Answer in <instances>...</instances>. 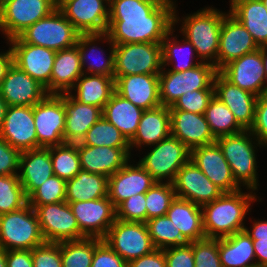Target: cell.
Listing matches in <instances>:
<instances>
[{
    "instance_id": "cell-67",
    "label": "cell",
    "mask_w": 267,
    "mask_h": 267,
    "mask_svg": "<svg viewBox=\"0 0 267 267\" xmlns=\"http://www.w3.org/2000/svg\"><path fill=\"white\" fill-rule=\"evenodd\" d=\"M261 2L263 3V5L265 6V8L267 10V0H261Z\"/></svg>"
},
{
    "instance_id": "cell-62",
    "label": "cell",
    "mask_w": 267,
    "mask_h": 267,
    "mask_svg": "<svg viewBox=\"0 0 267 267\" xmlns=\"http://www.w3.org/2000/svg\"><path fill=\"white\" fill-rule=\"evenodd\" d=\"M6 108H7V104L5 100L0 96V129L3 124Z\"/></svg>"
},
{
    "instance_id": "cell-40",
    "label": "cell",
    "mask_w": 267,
    "mask_h": 267,
    "mask_svg": "<svg viewBox=\"0 0 267 267\" xmlns=\"http://www.w3.org/2000/svg\"><path fill=\"white\" fill-rule=\"evenodd\" d=\"M101 241L99 238H83L59 242L62 267H91L95 247Z\"/></svg>"
},
{
    "instance_id": "cell-65",
    "label": "cell",
    "mask_w": 267,
    "mask_h": 267,
    "mask_svg": "<svg viewBox=\"0 0 267 267\" xmlns=\"http://www.w3.org/2000/svg\"><path fill=\"white\" fill-rule=\"evenodd\" d=\"M67 1L69 0H53L54 5L57 9H59Z\"/></svg>"
},
{
    "instance_id": "cell-24",
    "label": "cell",
    "mask_w": 267,
    "mask_h": 267,
    "mask_svg": "<svg viewBox=\"0 0 267 267\" xmlns=\"http://www.w3.org/2000/svg\"><path fill=\"white\" fill-rule=\"evenodd\" d=\"M77 150L82 170L107 177L113 175L133 158L130 148L89 146L78 142Z\"/></svg>"
},
{
    "instance_id": "cell-35",
    "label": "cell",
    "mask_w": 267,
    "mask_h": 267,
    "mask_svg": "<svg viewBox=\"0 0 267 267\" xmlns=\"http://www.w3.org/2000/svg\"><path fill=\"white\" fill-rule=\"evenodd\" d=\"M144 110L114 92L102 109V116L130 141L137 132Z\"/></svg>"
},
{
    "instance_id": "cell-16",
    "label": "cell",
    "mask_w": 267,
    "mask_h": 267,
    "mask_svg": "<svg viewBox=\"0 0 267 267\" xmlns=\"http://www.w3.org/2000/svg\"><path fill=\"white\" fill-rule=\"evenodd\" d=\"M110 0H69L59 10L80 34L107 32Z\"/></svg>"
},
{
    "instance_id": "cell-27",
    "label": "cell",
    "mask_w": 267,
    "mask_h": 267,
    "mask_svg": "<svg viewBox=\"0 0 267 267\" xmlns=\"http://www.w3.org/2000/svg\"><path fill=\"white\" fill-rule=\"evenodd\" d=\"M114 79L115 92L137 107L148 110L161 105L159 75L138 74Z\"/></svg>"
},
{
    "instance_id": "cell-4",
    "label": "cell",
    "mask_w": 267,
    "mask_h": 267,
    "mask_svg": "<svg viewBox=\"0 0 267 267\" xmlns=\"http://www.w3.org/2000/svg\"><path fill=\"white\" fill-rule=\"evenodd\" d=\"M216 142L231 168L235 181L242 188L258 193L260 189L258 163L260 162H258L257 153L259 150L265 149L266 151L267 147L261 144L249 129L220 136L216 138Z\"/></svg>"
},
{
    "instance_id": "cell-59",
    "label": "cell",
    "mask_w": 267,
    "mask_h": 267,
    "mask_svg": "<svg viewBox=\"0 0 267 267\" xmlns=\"http://www.w3.org/2000/svg\"><path fill=\"white\" fill-rule=\"evenodd\" d=\"M250 218L248 217V220L251 224L246 222L247 226H245L244 230L251 237L252 241L267 242V219H257L253 216Z\"/></svg>"
},
{
    "instance_id": "cell-58",
    "label": "cell",
    "mask_w": 267,
    "mask_h": 267,
    "mask_svg": "<svg viewBox=\"0 0 267 267\" xmlns=\"http://www.w3.org/2000/svg\"><path fill=\"white\" fill-rule=\"evenodd\" d=\"M7 267H34L31 250H6Z\"/></svg>"
},
{
    "instance_id": "cell-39",
    "label": "cell",
    "mask_w": 267,
    "mask_h": 267,
    "mask_svg": "<svg viewBox=\"0 0 267 267\" xmlns=\"http://www.w3.org/2000/svg\"><path fill=\"white\" fill-rule=\"evenodd\" d=\"M205 117L215 138L244 130L231 110L215 95L206 108Z\"/></svg>"
},
{
    "instance_id": "cell-55",
    "label": "cell",
    "mask_w": 267,
    "mask_h": 267,
    "mask_svg": "<svg viewBox=\"0 0 267 267\" xmlns=\"http://www.w3.org/2000/svg\"><path fill=\"white\" fill-rule=\"evenodd\" d=\"M21 152L0 138V175H18Z\"/></svg>"
},
{
    "instance_id": "cell-46",
    "label": "cell",
    "mask_w": 267,
    "mask_h": 267,
    "mask_svg": "<svg viewBox=\"0 0 267 267\" xmlns=\"http://www.w3.org/2000/svg\"><path fill=\"white\" fill-rule=\"evenodd\" d=\"M66 182L52 175L28 197V204L45 205L66 201Z\"/></svg>"
},
{
    "instance_id": "cell-49",
    "label": "cell",
    "mask_w": 267,
    "mask_h": 267,
    "mask_svg": "<svg viewBox=\"0 0 267 267\" xmlns=\"http://www.w3.org/2000/svg\"><path fill=\"white\" fill-rule=\"evenodd\" d=\"M215 95V90H195L182 94L169 110H183L195 114H205L206 108Z\"/></svg>"
},
{
    "instance_id": "cell-66",
    "label": "cell",
    "mask_w": 267,
    "mask_h": 267,
    "mask_svg": "<svg viewBox=\"0 0 267 267\" xmlns=\"http://www.w3.org/2000/svg\"><path fill=\"white\" fill-rule=\"evenodd\" d=\"M239 1H242V0H229L228 1L229 2V4H228L229 5V9Z\"/></svg>"
},
{
    "instance_id": "cell-50",
    "label": "cell",
    "mask_w": 267,
    "mask_h": 267,
    "mask_svg": "<svg viewBox=\"0 0 267 267\" xmlns=\"http://www.w3.org/2000/svg\"><path fill=\"white\" fill-rule=\"evenodd\" d=\"M193 248L195 267H222L218 239L204 238L189 243Z\"/></svg>"
},
{
    "instance_id": "cell-53",
    "label": "cell",
    "mask_w": 267,
    "mask_h": 267,
    "mask_svg": "<svg viewBox=\"0 0 267 267\" xmlns=\"http://www.w3.org/2000/svg\"><path fill=\"white\" fill-rule=\"evenodd\" d=\"M249 131L267 147V91L258 97L254 122Z\"/></svg>"
},
{
    "instance_id": "cell-36",
    "label": "cell",
    "mask_w": 267,
    "mask_h": 267,
    "mask_svg": "<svg viewBox=\"0 0 267 267\" xmlns=\"http://www.w3.org/2000/svg\"><path fill=\"white\" fill-rule=\"evenodd\" d=\"M222 267H256L253 241L245 230L218 239Z\"/></svg>"
},
{
    "instance_id": "cell-26",
    "label": "cell",
    "mask_w": 267,
    "mask_h": 267,
    "mask_svg": "<svg viewBox=\"0 0 267 267\" xmlns=\"http://www.w3.org/2000/svg\"><path fill=\"white\" fill-rule=\"evenodd\" d=\"M171 135V116L167 106H158L144 110L138 129L134 137L129 141L133 158L136 151L156 145L161 140ZM135 150V151H134Z\"/></svg>"
},
{
    "instance_id": "cell-56",
    "label": "cell",
    "mask_w": 267,
    "mask_h": 267,
    "mask_svg": "<svg viewBox=\"0 0 267 267\" xmlns=\"http://www.w3.org/2000/svg\"><path fill=\"white\" fill-rule=\"evenodd\" d=\"M167 267H195L193 248L190 244L163 249Z\"/></svg>"
},
{
    "instance_id": "cell-31",
    "label": "cell",
    "mask_w": 267,
    "mask_h": 267,
    "mask_svg": "<svg viewBox=\"0 0 267 267\" xmlns=\"http://www.w3.org/2000/svg\"><path fill=\"white\" fill-rule=\"evenodd\" d=\"M177 33V34H176ZM163 68L182 72L202 63L193 45L173 27L162 40Z\"/></svg>"
},
{
    "instance_id": "cell-64",
    "label": "cell",
    "mask_w": 267,
    "mask_h": 267,
    "mask_svg": "<svg viewBox=\"0 0 267 267\" xmlns=\"http://www.w3.org/2000/svg\"><path fill=\"white\" fill-rule=\"evenodd\" d=\"M264 70L267 76V47H262Z\"/></svg>"
},
{
    "instance_id": "cell-25",
    "label": "cell",
    "mask_w": 267,
    "mask_h": 267,
    "mask_svg": "<svg viewBox=\"0 0 267 267\" xmlns=\"http://www.w3.org/2000/svg\"><path fill=\"white\" fill-rule=\"evenodd\" d=\"M213 85L215 96L231 110L244 129H250L254 122L258 97L231 84L219 72L215 74Z\"/></svg>"
},
{
    "instance_id": "cell-22",
    "label": "cell",
    "mask_w": 267,
    "mask_h": 267,
    "mask_svg": "<svg viewBox=\"0 0 267 267\" xmlns=\"http://www.w3.org/2000/svg\"><path fill=\"white\" fill-rule=\"evenodd\" d=\"M47 94L44 86L15 64L11 65L0 83V96L7 106H34Z\"/></svg>"
},
{
    "instance_id": "cell-61",
    "label": "cell",
    "mask_w": 267,
    "mask_h": 267,
    "mask_svg": "<svg viewBox=\"0 0 267 267\" xmlns=\"http://www.w3.org/2000/svg\"><path fill=\"white\" fill-rule=\"evenodd\" d=\"M256 266L267 267V242L253 241Z\"/></svg>"
},
{
    "instance_id": "cell-38",
    "label": "cell",
    "mask_w": 267,
    "mask_h": 267,
    "mask_svg": "<svg viewBox=\"0 0 267 267\" xmlns=\"http://www.w3.org/2000/svg\"><path fill=\"white\" fill-rule=\"evenodd\" d=\"M108 196V177L80 170L66 182V202L91 201Z\"/></svg>"
},
{
    "instance_id": "cell-43",
    "label": "cell",
    "mask_w": 267,
    "mask_h": 267,
    "mask_svg": "<svg viewBox=\"0 0 267 267\" xmlns=\"http://www.w3.org/2000/svg\"><path fill=\"white\" fill-rule=\"evenodd\" d=\"M54 175L64 180L72 179L81 170L77 143H63L49 147Z\"/></svg>"
},
{
    "instance_id": "cell-28",
    "label": "cell",
    "mask_w": 267,
    "mask_h": 267,
    "mask_svg": "<svg viewBox=\"0 0 267 267\" xmlns=\"http://www.w3.org/2000/svg\"><path fill=\"white\" fill-rule=\"evenodd\" d=\"M171 135L178 138L189 150L216 142L205 114L183 110H170Z\"/></svg>"
},
{
    "instance_id": "cell-48",
    "label": "cell",
    "mask_w": 267,
    "mask_h": 267,
    "mask_svg": "<svg viewBox=\"0 0 267 267\" xmlns=\"http://www.w3.org/2000/svg\"><path fill=\"white\" fill-rule=\"evenodd\" d=\"M183 77V71L173 72L163 68L159 73V98L162 106H172L184 94Z\"/></svg>"
},
{
    "instance_id": "cell-42",
    "label": "cell",
    "mask_w": 267,
    "mask_h": 267,
    "mask_svg": "<svg viewBox=\"0 0 267 267\" xmlns=\"http://www.w3.org/2000/svg\"><path fill=\"white\" fill-rule=\"evenodd\" d=\"M80 143L89 146L130 148L127 138L103 116L89 128Z\"/></svg>"
},
{
    "instance_id": "cell-52",
    "label": "cell",
    "mask_w": 267,
    "mask_h": 267,
    "mask_svg": "<svg viewBox=\"0 0 267 267\" xmlns=\"http://www.w3.org/2000/svg\"><path fill=\"white\" fill-rule=\"evenodd\" d=\"M34 267H62L59 243L45 242L31 250Z\"/></svg>"
},
{
    "instance_id": "cell-47",
    "label": "cell",
    "mask_w": 267,
    "mask_h": 267,
    "mask_svg": "<svg viewBox=\"0 0 267 267\" xmlns=\"http://www.w3.org/2000/svg\"><path fill=\"white\" fill-rule=\"evenodd\" d=\"M217 72L215 66L208 62L183 71L184 94L195 90H215L213 80Z\"/></svg>"
},
{
    "instance_id": "cell-60",
    "label": "cell",
    "mask_w": 267,
    "mask_h": 267,
    "mask_svg": "<svg viewBox=\"0 0 267 267\" xmlns=\"http://www.w3.org/2000/svg\"><path fill=\"white\" fill-rule=\"evenodd\" d=\"M3 43H6V47H8L6 49L4 46L5 50L0 49V83L5 78L8 69L13 64V54L10 45L8 41H5Z\"/></svg>"
},
{
    "instance_id": "cell-7",
    "label": "cell",
    "mask_w": 267,
    "mask_h": 267,
    "mask_svg": "<svg viewBox=\"0 0 267 267\" xmlns=\"http://www.w3.org/2000/svg\"><path fill=\"white\" fill-rule=\"evenodd\" d=\"M80 33L59 10L55 9L47 17L40 19L18 37L31 45L60 51L76 45Z\"/></svg>"
},
{
    "instance_id": "cell-1",
    "label": "cell",
    "mask_w": 267,
    "mask_h": 267,
    "mask_svg": "<svg viewBox=\"0 0 267 267\" xmlns=\"http://www.w3.org/2000/svg\"><path fill=\"white\" fill-rule=\"evenodd\" d=\"M177 0H110L106 34L117 44L157 43L174 27Z\"/></svg>"
},
{
    "instance_id": "cell-29",
    "label": "cell",
    "mask_w": 267,
    "mask_h": 267,
    "mask_svg": "<svg viewBox=\"0 0 267 267\" xmlns=\"http://www.w3.org/2000/svg\"><path fill=\"white\" fill-rule=\"evenodd\" d=\"M52 175L54 171L49 147L21 152L18 177L27 198Z\"/></svg>"
},
{
    "instance_id": "cell-34",
    "label": "cell",
    "mask_w": 267,
    "mask_h": 267,
    "mask_svg": "<svg viewBox=\"0 0 267 267\" xmlns=\"http://www.w3.org/2000/svg\"><path fill=\"white\" fill-rule=\"evenodd\" d=\"M166 215L189 243L205 238L201 206L175 197Z\"/></svg>"
},
{
    "instance_id": "cell-14",
    "label": "cell",
    "mask_w": 267,
    "mask_h": 267,
    "mask_svg": "<svg viewBox=\"0 0 267 267\" xmlns=\"http://www.w3.org/2000/svg\"><path fill=\"white\" fill-rule=\"evenodd\" d=\"M231 84L261 96L267 91L262 47L229 62L218 71Z\"/></svg>"
},
{
    "instance_id": "cell-37",
    "label": "cell",
    "mask_w": 267,
    "mask_h": 267,
    "mask_svg": "<svg viewBox=\"0 0 267 267\" xmlns=\"http://www.w3.org/2000/svg\"><path fill=\"white\" fill-rule=\"evenodd\" d=\"M228 10L243 24L259 48L267 47V10L261 0H242Z\"/></svg>"
},
{
    "instance_id": "cell-57",
    "label": "cell",
    "mask_w": 267,
    "mask_h": 267,
    "mask_svg": "<svg viewBox=\"0 0 267 267\" xmlns=\"http://www.w3.org/2000/svg\"><path fill=\"white\" fill-rule=\"evenodd\" d=\"M127 267H167L164 250L156 248L149 254L127 262Z\"/></svg>"
},
{
    "instance_id": "cell-21",
    "label": "cell",
    "mask_w": 267,
    "mask_h": 267,
    "mask_svg": "<svg viewBox=\"0 0 267 267\" xmlns=\"http://www.w3.org/2000/svg\"><path fill=\"white\" fill-rule=\"evenodd\" d=\"M172 184L176 197L199 206L212 202L223 193L191 160L177 172Z\"/></svg>"
},
{
    "instance_id": "cell-11",
    "label": "cell",
    "mask_w": 267,
    "mask_h": 267,
    "mask_svg": "<svg viewBox=\"0 0 267 267\" xmlns=\"http://www.w3.org/2000/svg\"><path fill=\"white\" fill-rule=\"evenodd\" d=\"M37 148H48L65 143V109L63 94H47L33 106Z\"/></svg>"
},
{
    "instance_id": "cell-17",
    "label": "cell",
    "mask_w": 267,
    "mask_h": 267,
    "mask_svg": "<svg viewBox=\"0 0 267 267\" xmlns=\"http://www.w3.org/2000/svg\"><path fill=\"white\" fill-rule=\"evenodd\" d=\"M104 43L107 49L104 47ZM76 46L80 53L81 67L84 74L114 77L115 44L106 33L80 34Z\"/></svg>"
},
{
    "instance_id": "cell-5",
    "label": "cell",
    "mask_w": 267,
    "mask_h": 267,
    "mask_svg": "<svg viewBox=\"0 0 267 267\" xmlns=\"http://www.w3.org/2000/svg\"><path fill=\"white\" fill-rule=\"evenodd\" d=\"M143 150L147 151H139L141 156L135 155L139 157V164L160 183H172L177 172L190 160V150L172 135Z\"/></svg>"
},
{
    "instance_id": "cell-20",
    "label": "cell",
    "mask_w": 267,
    "mask_h": 267,
    "mask_svg": "<svg viewBox=\"0 0 267 267\" xmlns=\"http://www.w3.org/2000/svg\"><path fill=\"white\" fill-rule=\"evenodd\" d=\"M137 161L131 158L108 177V197L115 208L133 195L146 193L156 183Z\"/></svg>"
},
{
    "instance_id": "cell-12",
    "label": "cell",
    "mask_w": 267,
    "mask_h": 267,
    "mask_svg": "<svg viewBox=\"0 0 267 267\" xmlns=\"http://www.w3.org/2000/svg\"><path fill=\"white\" fill-rule=\"evenodd\" d=\"M103 240L126 262L156 249L143 222H125L116 218Z\"/></svg>"
},
{
    "instance_id": "cell-9",
    "label": "cell",
    "mask_w": 267,
    "mask_h": 267,
    "mask_svg": "<svg viewBox=\"0 0 267 267\" xmlns=\"http://www.w3.org/2000/svg\"><path fill=\"white\" fill-rule=\"evenodd\" d=\"M163 69L162 44H117L114 49V77L159 75Z\"/></svg>"
},
{
    "instance_id": "cell-2",
    "label": "cell",
    "mask_w": 267,
    "mask_h": 267,
    "mask_svg": "<svg viewBox=\"0 0 267 267\" xmlns=\"http://www.w3.org/2000/svg\"><path fill=\"white\" fill-rule=\"evenodd\" d=\"M261 197L254 190L245 191L242 188L222 193L217 199L201 206L205 237L220 239L243 231L248 216L252 215L253 204L264 201Z\"/></svg>"
},
{
    "instance_id": "cell-3",
    "label": "cell",
    "mask_w": 267,
    "mask_h": 267,
    "mask_svg": "<svg viewBox=\"0 0 267 267\" xmlns=\"http://www.w3.org/2000/svg\"><path fill=\"white\" fill-rule=\"evenodd\" d=\"M178 0L174 8V27L195 48L202 62L212 63L218 71V48L223 18L229 10L214 5L200 7L191 13H179ZM213 6V7H212ZM178 8V9H177ZM181 17V18H180ZM177 27V28H176Z\"/></svg>"
},
{
    "instance_id": "cell-19",
    "label": "cell",
    "mask_w": 267,
    "mask_h": 267,
    "mask_svg": "<svg viewBox=\"0 0 267 267\" xmlns=\"http://www.w3.org/2000/svg\"><path fill=\"white\" fill-rule=\"evenodd\" d=\"M0 138L20 152L36 149L37 136L33 106H7L0 129Z\"/></svg>"
},
{
    "instance_id": "cell-32",
    "label": "cell",
    "mask_w": 267,
    "mask_h": 267,
    "mask_svg": "<svg viewBox=\"0 0 267 267\" xmlns=\"http://www.w3.org/2000/svg\"><path fill=\"white\" fill-rule=\"evenodd\" d=\"M83 74L78 47L56 51L51 73L50 94L68 93Z\"/></svg>"
},
{
    "instance_id": "cell-51",
    "label": "cell",
    "mask_w": 267,
    "mask_h": 267,
    "mask_svg": "<svg viewBox=\"0 0 267 267\" xmlns=\"http://www.w3.org/2000/svg\"><path fill=\"white\" fill-rule=\"evenodd\" d=\"M116 218L125 222H147L146 193L124 200L116 207Z\"/></svg>"
},
{
    "instance_id": "cell-63",
    "label": "cell",
    "mask_w": 267,
    "mask_h": 267,
    "mask_svg": "<svg viewBox=\"0 0 267 267\" xmlns=\"http://www.w3.org/2000/svg\"><path fill=\"white\" fill-rule=\"evenodd\" d=\"M0 267H7L6 264V250L0 248Z\"/></svg>"
},
{
    "instance_id": "cell-23",
    "label": "cell",
    "mask_w": 267,
    "mask_h": 267,
    "mask_svg": "<svg viewBox=\"0 0 267 267\" xmlns=\"http://www.w3.org/2000/svg\"><path fill=\"white\" fill-rule=\"evenodd\" d=\"M259 49L251 34L235 17L228 13L222 21L219 48L218 71L229 62Z\"/></svg>"
},
{
    "instance_id": "cell-45",
    "label": "cell",
    "mask_w": 267,
    "mask_h": 267,
    "mask_svg": "<svg viewBox=\"0 0 267 267\" xmlns=\"http://www.w3.org/2000/svg\"><path fill=\"white\" fill-rule=\"evenodd\" d=\"M176 194L172 183L156 182L146 192L147 220L166 215Z\"/></svg>"
},
{
    "instance_id": "cell-15",
    "label": "cell",
    "mask_w": 267,
    "mask_h": 267,
    "mask_svg": "<svg viewBox=\"0 0 267 267\" xmlns=\"http://www.w3.org/2000/svg\"><path fill=\"white\" fill-rule=\"evenodd\" d=\"M86 238L104 239L116 219V208L108 196L91 201L67 202Z\"/></svg>"
},
{
    "instance_id": "cell-13",
    "label": "cell",
    "mask_w": 267,
    "mask_h": 267,
    "mask_svg": "<svg viewBox=\"0 0 267 267\" xmlns=\"http://www.w3.org/2000/svg\"><path fill=\"white\" fill-rule=\"evenodd\" d=\"M13 54V64L38 81L50 94L51 73L56 51L24 43L19 37L8 40Z\"/></svg>"
},
{
    "instance_id": "cell-10",
    "label": "cell",
    "mask_w": 267,
    "mask_h": 267,
    "mask_svg": "<svg viewBox=\"0 0 267 267\" xmlns=\"http://www.w3.org/2000/svg\"><path fill=\"white\" fill-rule=\"evenodd\" d=\"M30 206L36 212L46 242L59 243L86 238L81 233L77 219L66 201Z\"/></svg>"
},
{
    "instance_id": "cell-33",
    "label": "cell",
    "mask_w": 267,
    "mask_h": 267,
    "mask_svg": "<svg viewBox=\"0 0 267 267\" xmlns=\"http://www.w3.org/2000/svg\"><path fill=\"white\" fill-rule=\"evenodd\" d=\"M114 92V77L83 73L68 93L82 104L103 109Z\"/></svg>"
},
{
    "instance_id": "cell-6",
    "label": "cell",
    "mask_w": 267,
    "mask_h": 267,
    "mask_svg": "<svg viewBox=\"0 0 267 267\" xmlns=\"http://www.w3.org/2000/svg\"><path fill=\"white\" fill-rule=\"evenodd\" d=\"M45 242L36 212L28 203L0 215V248L32 250Z\"/></svg>"
},
{
    "instance_id": "cell-41",
    "label": "cell",
    "mask_w": 267,
    "mask_h": 267,
    "mask_svg": "<svg viewBox=\"0 0 267 267\" xmlns=\"http://www.w3.org/2000/svg\"><path fill=\"white\" fill-rule=\"evenodd\" d=\"M146 225L155 248L163 250L189 244L167 215L149 219Z\"/></svg>"
},
{
    "instance_id": "cell-30",
    "label": "cell",
    "mask_w": 267,
    "mask_h": 267,
    "mask_svg": "<svg viewBox=\"0 0 267 267\" xmlns=\"http://www.w3.org/2000/svg\"><path fill=\"white\" fill-rule=\"evenodd\" d=\"M65 109V143H78L85 137L89 128L102 116V109L93 105L82 104L69 93H63Z\"/></svg>"
},
{
    "instance_id": "cell-8",
    "label": "cell",
    "mask_w": 267,
    "mask_h": 267,
    "mask_svg": "<svg viewBox=\"0 0 267 267\" xmlns=\"http://www.w3.org/2000/svg\"><path fill=\"white\" fill-rule=\"evenodd\" d=\"M55 9L53 0H0L1 37L4 41L18 37Z\"/></svg>"
},
{
    "instance_id": "cell-18",
    "label": "cell",
    "mask_w": 267,
    "mask_h": 267,
    "mask_svg": "<svg viewBox=\"0 0 267 267\" xmlns=\"http://www.w3.org/2000/svg\"><path fill=\"white\" fill-rule=\"evenodd\" d=\"M190 160L223 193L242 189L235 181L231 168L217 142L193 148L190 150Z\"/></svg>"
},
{
    "instance_id": "cell-44",
    "label": "cell",
    "mask_w": 267,
    "mask_h": 267,
    "mask_svg": "<svg viewBox=\"0 0 267 267\" xmlns=\"http://www.w3.org/2000/svg\"><path fill=\"white\" fill-rule=\"evenodd\" d=\"M27 203L18 175H0V215L18 210Z\"/></svg>"
},
{
    "instance_id": "cell-54",
    "label": "cell",
    "mask_w": 267,
    "mask_h": 267,
    "mask_svg": "<svg viewBox=\"0 0 267 267\" xmlns=\"http://www.w3.org/2000/svg\"><path fill=\"white\" fill-rule=\"evenodd\" d=\"M91 267H127V262L102 240L95 247Z\"/></svg>"
}]
</instances>
